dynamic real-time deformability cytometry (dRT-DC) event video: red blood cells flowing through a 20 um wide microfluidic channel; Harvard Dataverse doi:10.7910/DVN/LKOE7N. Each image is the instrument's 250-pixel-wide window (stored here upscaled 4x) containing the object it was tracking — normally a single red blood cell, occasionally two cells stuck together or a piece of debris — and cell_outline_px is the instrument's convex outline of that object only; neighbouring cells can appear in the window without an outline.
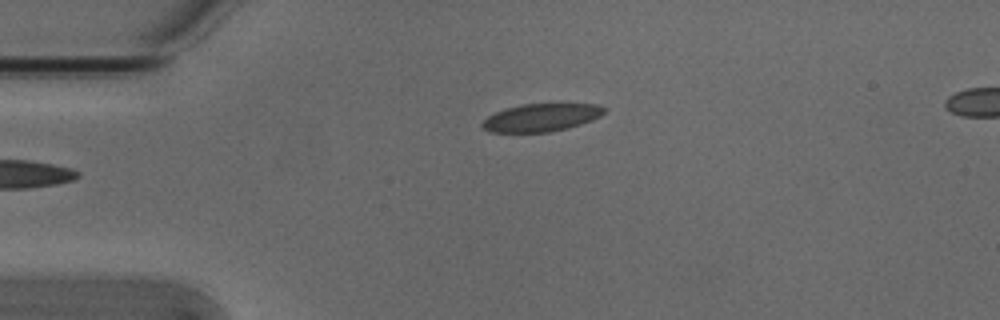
{"species": "Egyptian fruit bat (a non-hibernating species)", "species_latin": "Rousettus aegyptiacus", "temperature_condition": "cold", "stored_images_in_passage": 4, "camera_frame_rate_fps": 3000, "um_per_image_px": 0.085, "animal": {"sex": "male"}, "frame": {"image": 1, "passage_image": 4, "time_ms": 1.0, "image_size_px": [1000, 320], "cell_outline_px": [[608, 108], [600, 116], [592, 120], [568, 128], [548, 132], [488, 132], [480, 124], [488, 116], [504, 108], [520, 104], [560, 100], [600, 104]], "centroid_in_image_um": [46.1, 9.91], "position_along_channel_um": 38.9, "area_um2": 20.98}}